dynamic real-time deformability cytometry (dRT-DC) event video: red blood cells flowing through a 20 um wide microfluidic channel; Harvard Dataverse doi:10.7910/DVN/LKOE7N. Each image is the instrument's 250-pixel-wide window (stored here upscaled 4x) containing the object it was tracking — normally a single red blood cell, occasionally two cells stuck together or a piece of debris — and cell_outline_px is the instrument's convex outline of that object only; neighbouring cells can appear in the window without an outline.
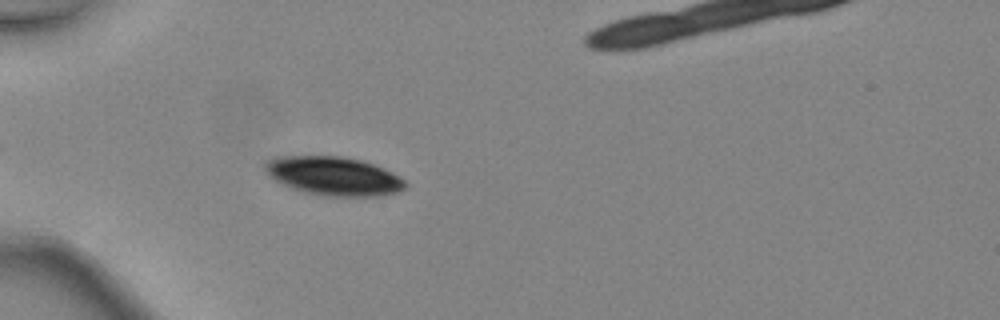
{"species": "common noctule bat (a hibernating species)", "species_latin": "Nyctalus noctula", "temperature_condition": "warm", "stored_images_in_passage": 32, "camera_frame_rate_fps": 3000, "um_per_image_px": 0.085, "animal": {"sex": "female", "body_mass_g": 24.6, "forearm_length_mm": 56.2}, "frame": {"image": 1, "passage_image": 5, "time_ms": 1.333, "image_size_px": [1000, 320], "cell_outline_px": [[408, 184], [404, 188], [396, 192], [380, 196], [328, 196], [304, 192], [292, 188], [268, 176], [264, 168], [264, 164], [268, 160], [276, 156], [340, 156], [360, 160], [384, 168], [400, 176]], "centroid_in_image_um": [28.36, 14.96], "position_along_channel_um": 56.6, "area_um2": 31.56}}
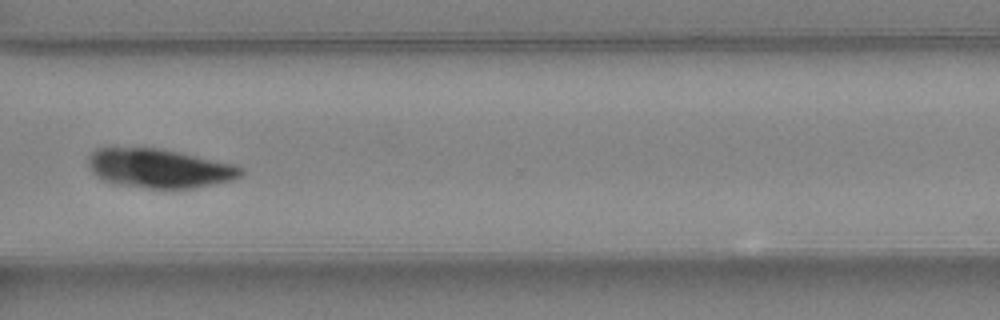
{"frame": {"image": 2, "passage_image": 26, "time_ms": 8.333, "image_size_px": [1000, 320], "cell_outline_px": [[244, 172], [236, 180], [172, 192], [116, 184], [104, 180], [96, 176], [92, 172], [88, 164], [88, 156], [96, 148], [160, 148], [232, 164], [244, 168]], "centroid_in_image_um": [13.56, 14.35], "position_along_channel_um": 357.0, "area_um2": 35.43}}